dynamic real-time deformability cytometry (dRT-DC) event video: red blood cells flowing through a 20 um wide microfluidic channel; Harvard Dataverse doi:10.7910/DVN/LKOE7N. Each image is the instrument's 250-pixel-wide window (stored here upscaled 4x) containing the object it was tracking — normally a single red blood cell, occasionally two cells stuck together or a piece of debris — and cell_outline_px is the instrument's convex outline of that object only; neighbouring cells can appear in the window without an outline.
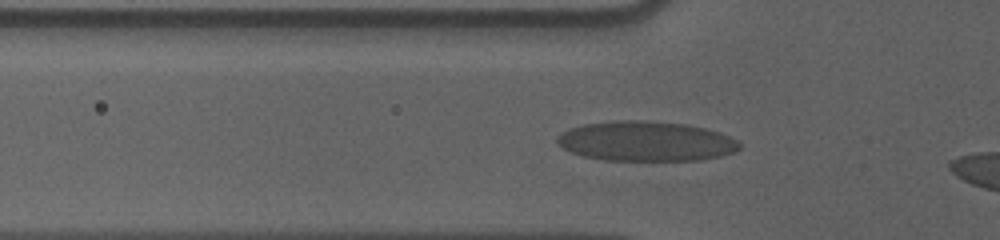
{"species": "human", "species_latin": "Homo sapiens", "temperature_condition": "cold", "stored_images_in_passage": 36, "camera_frame_rate_fps": 3000, "um_per_image_px": 0.085, "donor": {"sex": "male"}, "frame": {"image": 1, "passage_image": 6, "time_ms": 1.667, "image_size_px": [1000, 240], "cell_outline_px": [[740, 148], [736, 152], [720, 156], [700, 160], [604, 160], [584, 156], [572, 152], [556, 144], [556, 136], [560, 132], [568, 128], [584, 124], [616, 120], [636, 120], [684, 124], [704, 128], [720, 132], [736, 140], [740, 144]], "centroid_in_image_um": [54.87, 12.0], "position_along_channel_um": 70.9, "area_um2": 42.37}}
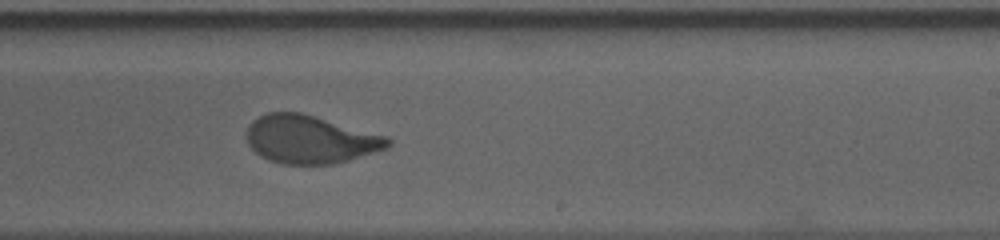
{"frame": {"image": 2, "passage_image": 22, "time_ms": 7.0, "image_size_px": [1000, 240], "cell_outline_px": [[392, 144], [388, 148], [376, 152], [348, 160], [332, 164], [280, 164], [268, 160], [260, 156], [248, 144], [248, 124], [252, 120], [268, 112], [300, 112], [388, 136], [392, 140]], "centroid_in_image_um": [26.39, 11.85], "position_along_channel_um": 262.6, "area_um2": 39.65}}
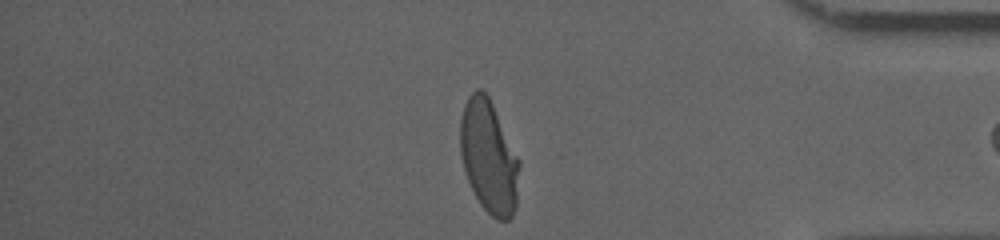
{"frame": {"image": 3, "passage_image": 35, "time_ms": 11.333, "image_size_px": [1000, 240], "cell_outline_px": [[520, 164], [516, 208], [512, 216], [508, 220], [496, 220], [480, 204], [468, 180], [464, 168], [460, 152], [460, 120], [464, 104], [468, 96], [476, 88], [480, 88], [488, 96], [520, 160]], "centroid_in_image_um": [41.55, 13.33], "position_along_channel_um": 393.6, "area_um2": 38.78}}